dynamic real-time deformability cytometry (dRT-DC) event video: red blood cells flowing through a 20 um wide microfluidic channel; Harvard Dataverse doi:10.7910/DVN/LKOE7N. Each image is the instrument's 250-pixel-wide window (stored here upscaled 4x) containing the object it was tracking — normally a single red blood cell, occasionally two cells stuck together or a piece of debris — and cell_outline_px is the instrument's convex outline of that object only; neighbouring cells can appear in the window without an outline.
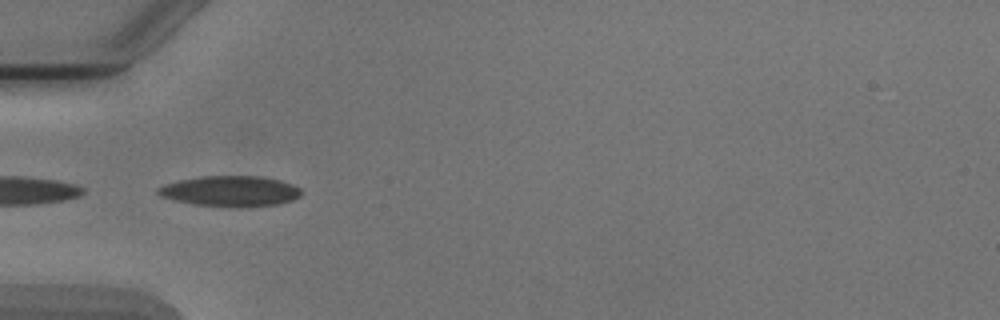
{"species": "Egyptian fruit bat (a non-hibernating species)", "species_latin": "Rousettus aegyptiacus", "temperature_condition": "cold", "stored_images_in_passage": 5, "camera_frame_rate_fps": 3000, "um_per_image_px": 0.085, "animal": {"sex": "male"}, "frame": {"image": 1, "passage_image": 4, "time_ms": 3.333, "image_size_px": [1000, 320], "cell_outline_px": [[300, 196], [292, 200], [280, 204], [248, 208], [232, 208], [196, 204], [176, 200], [160, 196], [156, 192], [156, 188], [164, 184], [180, 180], [200, 176], [256, 176], [280, 180], [292, 184], [300, 188]], "centroid_in_image_um": [19.59, 16.26], "position_along_channel_um": 65.4, "area_um2": 25.78}}
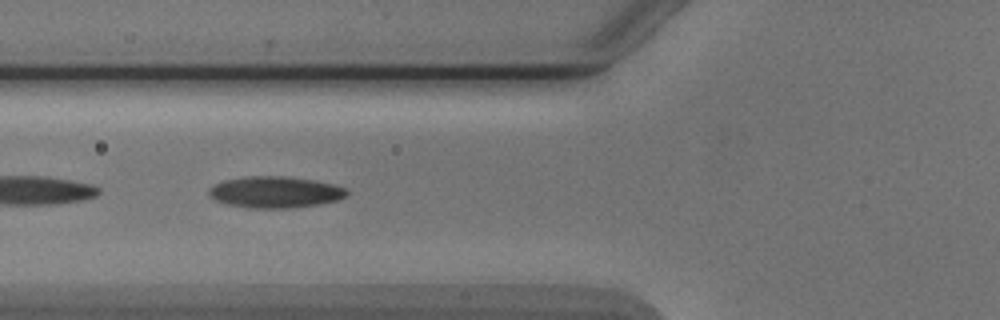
{"frame": {"image": 2, "passage_image": 5, "time_ms": 4.333, "image_size_px": [1000, 320], "cell_outline_px": [[348, 196], [336, 200], [320, 204], [292, 208], [252, 208], [228, 204], [216, 200], [208, 192], [208, 188], [224, 180], [248, 176], [284, 176], [312, 180], [332, 184], [348, 188]], "centroid_in_image_um": [23.42, 16.33], "position_along_channel_um": 102.4, "area_um2": 25.14}}